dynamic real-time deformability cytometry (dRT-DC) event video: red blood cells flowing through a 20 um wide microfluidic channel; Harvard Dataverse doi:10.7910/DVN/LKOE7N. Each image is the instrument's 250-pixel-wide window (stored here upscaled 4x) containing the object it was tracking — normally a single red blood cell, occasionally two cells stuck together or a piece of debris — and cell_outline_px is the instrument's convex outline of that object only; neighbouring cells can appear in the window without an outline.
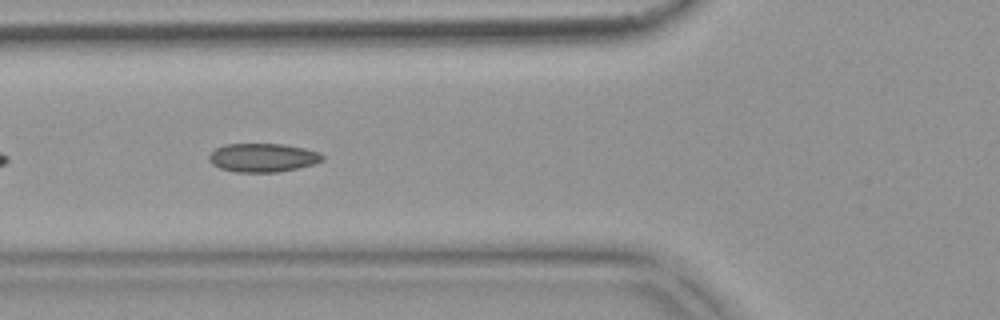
{"species": "common noctule bat (a hibernating species)", "species_latin": "Nyctalus noctula", "temperature_condition": "warm", "stored_images_in_passage": 7, "camera_frame_rate_fps": 3000, "um_per_image_px": 0.085, "animal": {"sex": "female", "body_mass_g": 18.4}, "frame": {"image": 1, "passage_image": 3, "time_ms": 0.667, "image_size_px": [1000, 320], "cell_outline_px": [[324, 160], [312, 164], [296, 168], [276, 172], [236, 172], [220, 168], [212, 164], [208, 160], [208, 156], [216, 148], [224, 144], [284, 144], [304, 148], [320, 152], [324, 156]], "centroid_in_image_um": [22.33, 13.39], "position_along_channel_um": 103.5, "area_um2": 18.9}}